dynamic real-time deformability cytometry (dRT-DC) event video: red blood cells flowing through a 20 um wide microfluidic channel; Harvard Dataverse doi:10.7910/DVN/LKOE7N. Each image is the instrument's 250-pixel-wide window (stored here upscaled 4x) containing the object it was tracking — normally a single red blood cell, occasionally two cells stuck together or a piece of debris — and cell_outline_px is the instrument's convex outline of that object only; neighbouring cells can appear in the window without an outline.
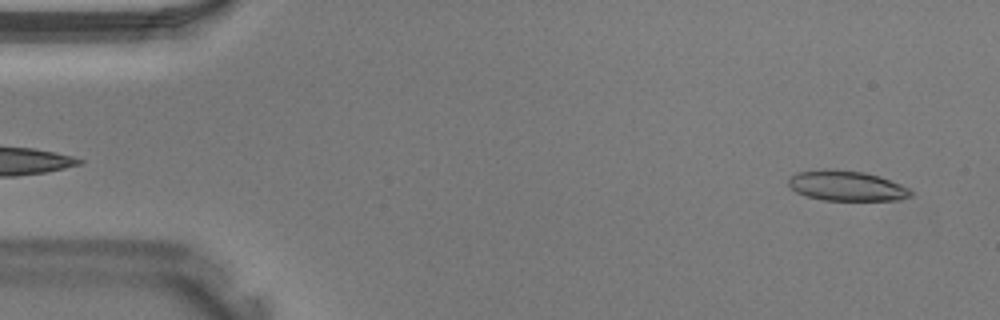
{"species": "Egyptian fruit bat (a non-hibernating species)", "species_latin": "Rousettus aegyptiacus", "temperature_condition": "warm", "stored_images_in_passage": 11, "camera_frame_rate_fps": 3000, "um_per_image_px": 0.085, "animal": {"sex": "male"}, "frame": {"image": 1, "passage_image": 2, "time_ms": 0.333, "image_size_px": [1000, 320], "cell_outline_px": [[912, 196], [900, 200], [824, 200], [808, 196], [796, 192], [788, 184], [788, 180], [796, 172], [824, 168], [836, 168], [864, 172], [880, 176], [900, 184], [908, 188], [912, 192]], "centroid_in_image_um": [71.96, 15.77], "position_along_channel_um": 13.0, "area_um2": 21.68}}